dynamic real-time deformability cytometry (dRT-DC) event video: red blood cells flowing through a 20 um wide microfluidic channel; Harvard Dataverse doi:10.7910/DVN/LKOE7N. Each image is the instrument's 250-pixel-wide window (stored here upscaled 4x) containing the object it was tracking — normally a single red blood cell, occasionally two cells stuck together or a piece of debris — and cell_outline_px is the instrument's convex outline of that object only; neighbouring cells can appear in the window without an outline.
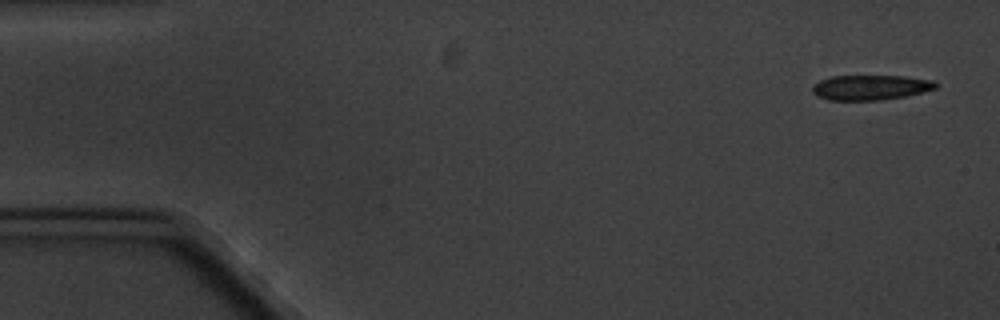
{"species": "common noctule bat (a hibernating species)", "species_latin": "Nyctalus noctula", "temperature_condition": "cold", "stored_images_in_passage": 5, "camera_frame_rate_fps": 3000, "um_per_image_px": 0.085, "animal": {"sex": "male", "body_mass_g": 20.1, "forearm_length_mm": 53.5}, "frame": {"image": 1, "passage_image": 1, "time_ms": 0.0, "image_size_px": [1000, 320], "cell_outline_px": [[940, 84], [936, 88], [904, 96], [880, 100], [828, 100], [816, 96], [812, 92], [812, 88], [820, 80], [832, 76], [904, 76], [936, 80]], "centroid_in_image_um": [74.01, 7.43], "position_along_channel_um": 11.0, "area_um2": 17.98}}
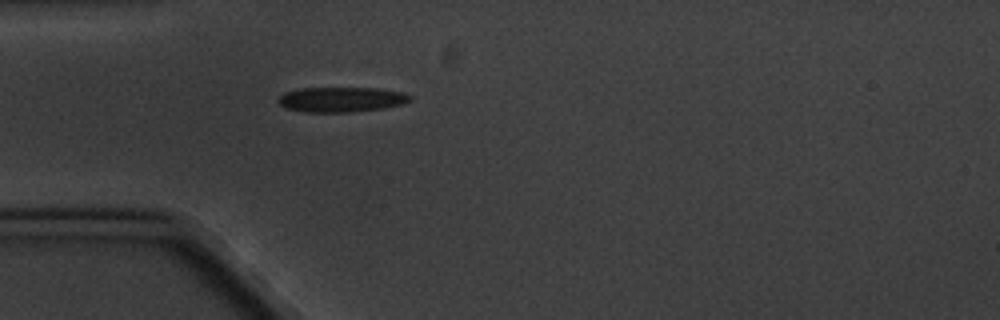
{"frame": {"image": 2, "passage_image": 5, "time_ms": 4.667, "image_size_px": [1000, 320], "cell_outline_px": [[412, 100], [404, 104], [384, 108], [348, 112], [304, 112], [284, 108], [276, 100], [284, 92], [300, 88], [380, 88], [404, 92], [412, 96]], "centroid_in_image_um": [29.03, 8.45], "position_along_channel_um": 56.0, "area_um2": 19.48}}